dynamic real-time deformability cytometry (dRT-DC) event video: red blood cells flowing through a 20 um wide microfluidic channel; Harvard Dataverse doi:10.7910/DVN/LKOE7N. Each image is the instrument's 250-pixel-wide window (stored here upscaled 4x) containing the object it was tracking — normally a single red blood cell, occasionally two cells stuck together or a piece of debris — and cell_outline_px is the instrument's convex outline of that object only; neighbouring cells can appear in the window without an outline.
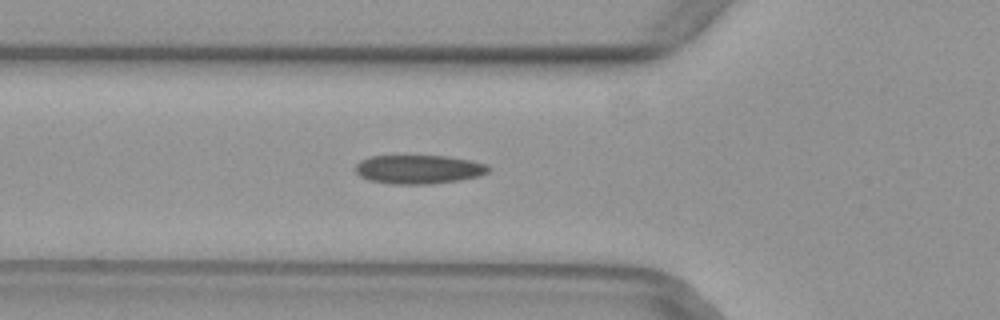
{"species": "common noctule bat (a hibernating species)", "species_latin": "Nyctalus noctula", "temperature_condition": "warm", "stored_images_in_passage": 39, "camera_frame_rate_fps": 3000, "um_per_image_px": 0.085, "animal": {"sex": "female", "body_mass_g": 29.2, "forearm_length_mm": 56.3}, "frame": {"image": 1, "passage_image": 6, "time_ms": 1.667, "image_size_px": [1000, 320], "cell_outline_px": [[492, 168], [488, 172], [480, 176], [460, 180], [432, 184], [392, 184], [368, 180], [360, 176], [356, 172], [356, 164], [360, 160], [372, 156], [444, 156], [472, 160], [484, 164]], "centroid_in_image_um": [35.6, 14.4], "position_along_channel_um": 90.2, "area_um2": 22.43}}
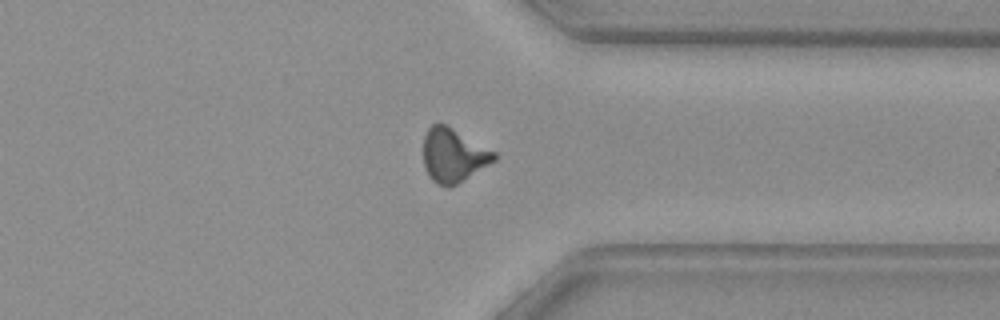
{"frame": {"image": 2, "passage_image": 27, "time_ms": 8.667, "image_size_px": [1000, 320], "cell_outline_px": [[496, 160], [456, 184], [448, 188], [436, 184], [428, 176], [424, 164], [424, 136], [428, 128], [432, 124], [444, 124], [452, 128], [496, 152]], "centroid_in_image_um": [38.52, 13.22], "position_along_channel_um": 372.9, "area_um2": 21.91}}
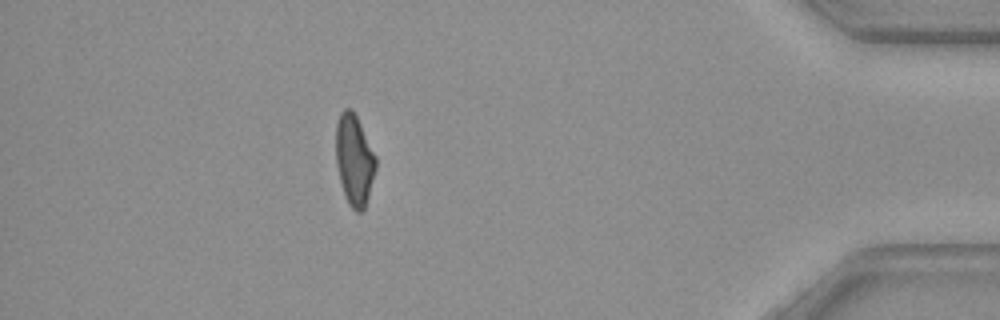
{"frame": {"image": 3, "passage_image": 33, "time_ms": 10.667, "image_size_px": [1000, 320], "cell_outline_px": [[376, 168], [368, 196], [364, 208], [360, 212], [356, 212], [348, 204], [344, 196], [336, 164], [336, 124], [340, 112], [344, 108], [352, 108], [376, 156]], "centroid_in_image_um": [30.1, 13.58], "position_along_channel_um": 405.1, "area_um2": 21.04}}